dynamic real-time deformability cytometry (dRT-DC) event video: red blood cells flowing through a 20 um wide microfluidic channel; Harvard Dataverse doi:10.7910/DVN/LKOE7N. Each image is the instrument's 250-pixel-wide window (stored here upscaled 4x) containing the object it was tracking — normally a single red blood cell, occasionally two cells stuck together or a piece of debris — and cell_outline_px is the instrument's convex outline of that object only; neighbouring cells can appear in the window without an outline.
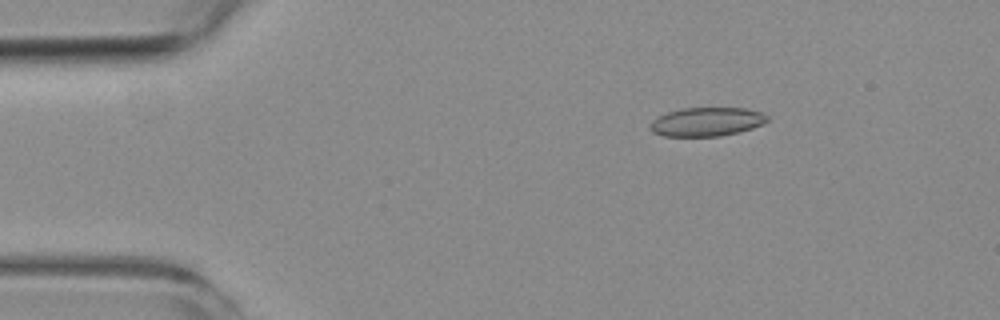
{"species": "common noctule bat (a hibernating species)", "species_latin": "Nyctalus noctula", "temperature_condition": "room temperature", "stored_images_in_passage": 4, "camera_frame_rate_fps": 3000, "um_per_image_px": 0.085, "animal": {"sex": "female", "body_mass_g": 19.3, "forearm_length_mm": 54.1}, "frame": {"image": 1, "passage_image": 2, "time_ms": 1.333, "image_size_px": [1000, 320], "cell_outline_px": [[768, 120], [764, 124], [740, 132], [720, 136], [664, 136], [652, 132], [648, 128], [648, 124], [656, 116], [680, 108], [748, 108], [760, 112], [768, 116]], "centroid_in_image_um": [60.04, 10.35], "position_along_channel_um": 25.0, "area_um2": 19.94}}